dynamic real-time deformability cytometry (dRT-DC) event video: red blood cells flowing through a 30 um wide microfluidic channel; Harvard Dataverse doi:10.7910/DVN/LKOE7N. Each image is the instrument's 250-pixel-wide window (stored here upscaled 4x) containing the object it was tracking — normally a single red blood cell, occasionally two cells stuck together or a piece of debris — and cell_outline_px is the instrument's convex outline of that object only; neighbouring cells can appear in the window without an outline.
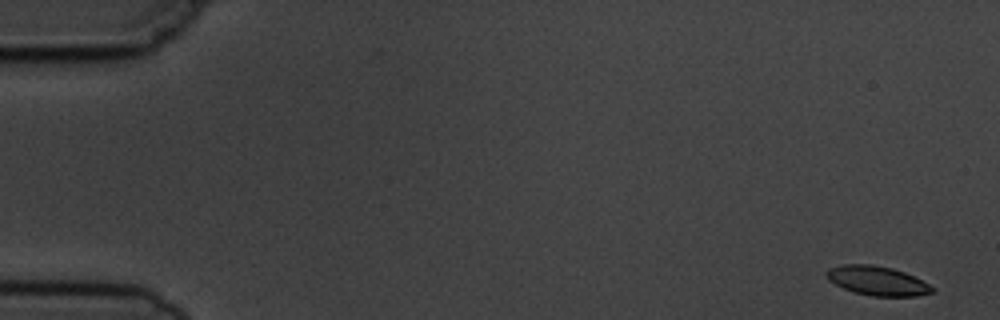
{"species": "common noctule bat (a hibernating species)", "species_latin": "Nyctalus noctula", "temperature_condition": "cold", "stored_images_in_passage": 5, "camera_frame_rate_fps": 3000, "um_per_image_px": 0.085, "animal": {"sex": "male", "body_mass_g": 19.5, "forearm_length_mm": 54.6}, "frame": {"image": 1, "passage_image": 1, "time_ms": 0.0, "image_size_px": [1000, 320], "cell_outline_px": [[936, 292], [916, 296], [872, 296], [852, 292], [828, 280], [824, 272], [828, 268], [840, 264], [872, 264], [892, 268], [904, 272], [936, 288]], "centroid_in_image_um": [74.54, 23.86], "position_along_channel_um": 10.5, "area_um2": 18.15}}
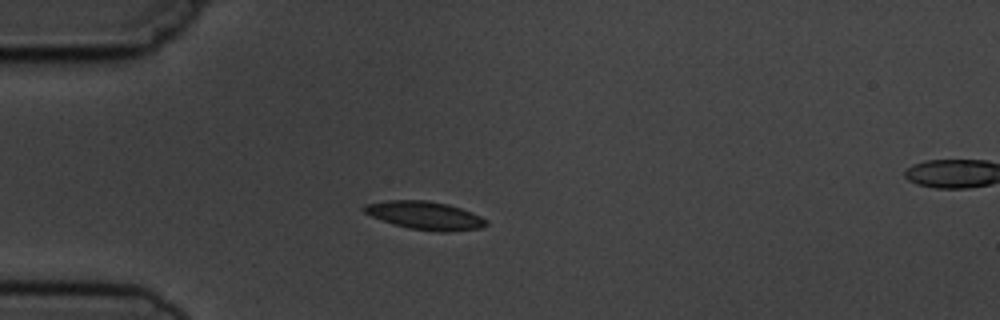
{"frame": {"image": 2, "passage_image": 4, "time_ms": 4.333, "image_size_px": [1000, 320], "cell_outline_px": [[488, 224], [484, 228], [448, 232], [440, 232], [408, 228], [392, 224], [372, 216], [364, 212], [360, 208], [364, 204], [388, 200], [428, 200], [448, 204], [472, 212], [488, 220]], "centroid_in_image_um": [36.14, 18.32], "position_along_channel_um": 48.9, "area_um2": 20.29}}